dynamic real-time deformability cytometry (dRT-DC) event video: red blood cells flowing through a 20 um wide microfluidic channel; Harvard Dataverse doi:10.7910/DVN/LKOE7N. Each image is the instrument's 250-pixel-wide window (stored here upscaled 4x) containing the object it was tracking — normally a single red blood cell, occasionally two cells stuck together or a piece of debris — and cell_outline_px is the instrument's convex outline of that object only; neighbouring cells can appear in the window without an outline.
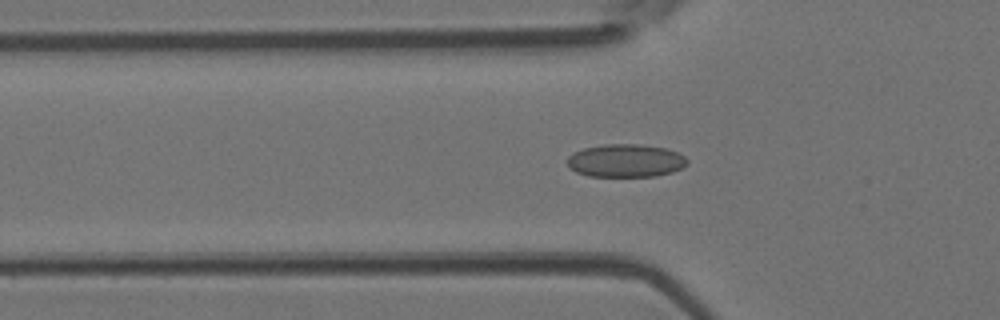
{"species": "Egyptian fruit bat (a non-hibernating species)", "species_latin": "Rousettus aegyptiacus", "temperature_condition": "room temperature", "stored_images_in_passage": 39, "camera_frame_rate_fps": 3000, "um_per_image_px": 0.085, "animal": {"sex": "female"}, "frame": {"image": 1, "passage_image": 6, "time_ms": 1.667, "image_size_px": [1000, 320], "cell_outline_px": [[688, 164], [684, 168], [672, 172], [656, 176], [588, 176], [576, 172], [568, 164], [568, 156], [572, 152], [584, 148], [604, 144], [640, 144], [668, 148], [684, 156], [688, 160]], "centroid_in_image_um": [53.21, 13.65], "position_along_channel_um": 72.6, "area_um2": 23.24}}
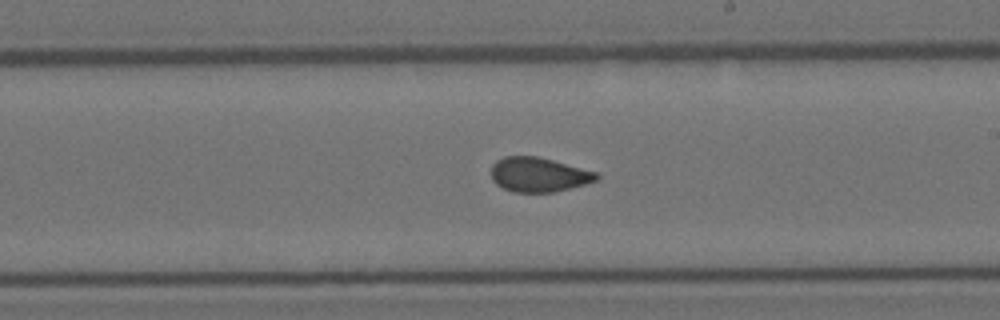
{"frame": {"image": 2, "passage_image": 18, "time_ms": 5.667, "image_size_px": [1000, 320], "cell_outline_px": [[600, 176], [596, 180], [584, 184], [552, 192], [512, 192], [496, 184], [492, 180], [492, 164], [496, 160], [504, 156], [536, 156], [552, 160], [596, 172]], "centroid_in_image_um": [45.74, 14.84], "position_along_channel_um": 243.3, "area_um2": 20.92}}
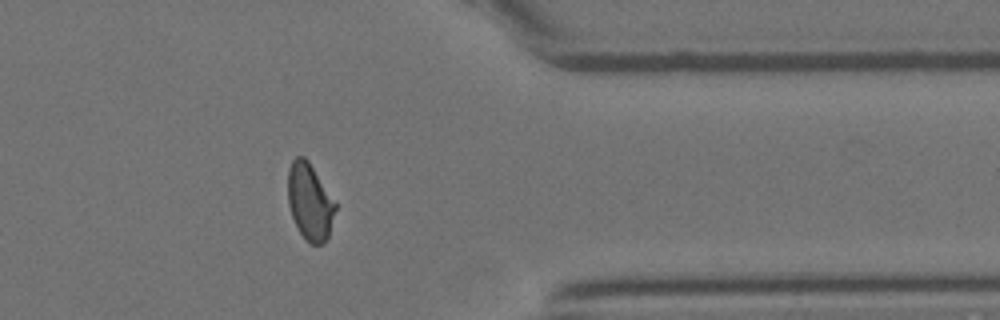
{"frame": {"image": 3, "passage_image": 29, "time_ms": 9.333, "image_size_px": [1000, 320], "cell_outline_px": [[336, 208], [328, 236], [324, 244], [308, 244], [304, 240], [292, 216], [288, 204], [288, 168], [292, 160], [296, 156], [304, 156], [308, 160], [336, 204]], "centroid_in_image_um": [26.31, 17.16], "position_along_channel_um": 385.1, "area_um2": 21.1}, "authors_computed_cell_mechanics": {"area_um2": 21.5016, "velocity_mm_per_s": 4.2481, "shape_relaxation_time_tau1_ms": null, "shape_relaxation_time_tau2_ms": 0.939, "deformation_change_tau1": null, "deformation_change_tau2": 0.0672}}